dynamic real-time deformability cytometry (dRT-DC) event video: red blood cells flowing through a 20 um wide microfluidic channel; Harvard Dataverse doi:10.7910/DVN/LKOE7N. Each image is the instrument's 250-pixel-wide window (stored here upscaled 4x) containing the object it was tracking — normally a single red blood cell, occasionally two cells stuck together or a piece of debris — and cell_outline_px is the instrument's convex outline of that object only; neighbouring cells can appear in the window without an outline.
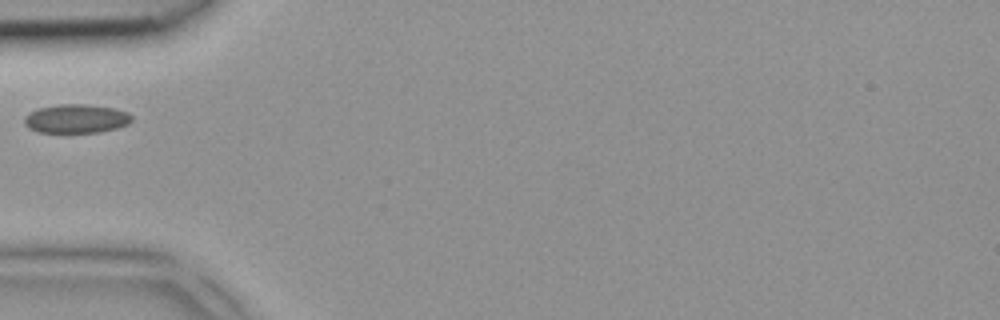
{"species": "common noctule bat (a hibernating species)", "species_latin": "Nyctalus noctula", "temperature_condition": "room temperature", "stored_images_in_passage": 1, "camera_frame_rate_fps": 3000, "um_per_image_px": 0.085, "animal": {"sex": "female", "body_mass_g": 18.4}, "frame": {"image": 1, "passage_image": 1, "time_ms": 0.0, "image_size_px": [1000, 320], "cell_outline_px": [[132, 120], [128, 124], [116, 128], [100, 132], [36, 132], [28, 128], [24, 124], [24, 116], [36, 108], [60, 104], [88, 104], [112, 108], [128, 112], [132, 116]], "centroid_in_image_um": [6.45, 10.08], "position_along_channel_um": 78.6, "area_um2": 18.15}}